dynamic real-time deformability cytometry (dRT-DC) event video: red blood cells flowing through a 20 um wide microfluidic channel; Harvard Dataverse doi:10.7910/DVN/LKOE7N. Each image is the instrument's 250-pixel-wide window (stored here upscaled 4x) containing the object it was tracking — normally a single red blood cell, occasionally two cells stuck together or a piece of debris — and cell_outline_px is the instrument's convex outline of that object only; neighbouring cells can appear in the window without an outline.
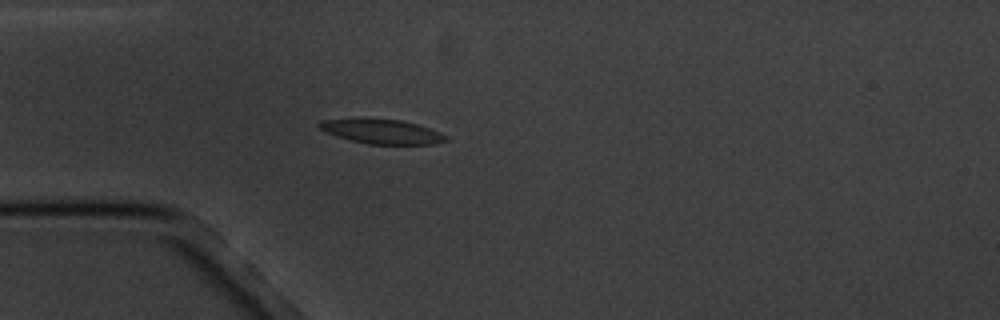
{"species": "common noctule bat (a hibernating species)", "species_latin": "Nyctalus noctula", "temperature_condition": "cold", "stored_images_in_passage": 4, "camera_frame_rate_fps": 3000, "um_per_image_px": 0.085, "animal": {"sex": "male", "body_mass_g": 20.1, "forearm_length_mm": 53.5}, "frame": {"image": 1, "passage_image": 3, "time_ms": 2.333, "image_size_px": [1000, 320], "cell_outline_px": [[448, 140], [432, 144], [368, 144], [336, 136], [320, 128], [316, 124], [324, 120], [400, 120], [416, 124], [440, 132], [448, 136]], "centroid_in_image_um": [32.53, 11.21], "position_along_channel_um": 52.5, "area_um2": 17.28}}